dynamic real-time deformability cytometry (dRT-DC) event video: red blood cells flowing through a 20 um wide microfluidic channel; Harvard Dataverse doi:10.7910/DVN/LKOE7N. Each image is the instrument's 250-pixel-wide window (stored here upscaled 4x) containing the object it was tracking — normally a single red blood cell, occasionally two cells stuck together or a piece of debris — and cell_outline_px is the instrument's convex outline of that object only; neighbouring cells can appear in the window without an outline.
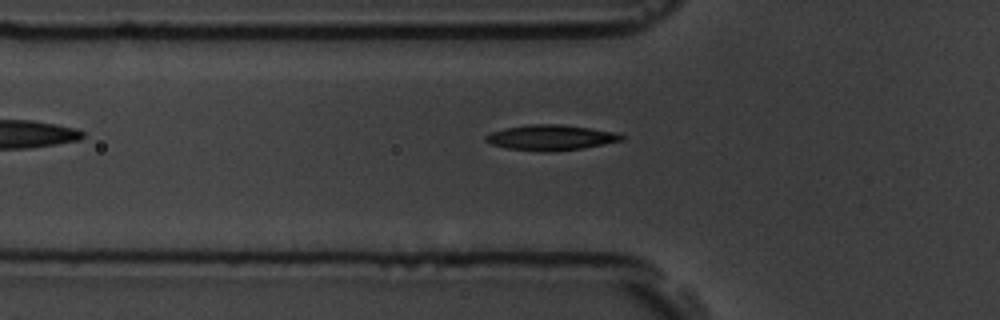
{"species": "common noctule bat (a hibernating species)", "species_latin": "Nyctalus noctula", "temperature_condition": "room temperature", "stored_images_in_passage": 6, "camera_frame_rate_fps": 3000, "um_per_image_px": 0.085, "animal": {"sex": "male", "body_mass_g": 19.5, "forearm_length_mm": 54.6}, "frame": {"image": 1, "passage_image": 5, "time_ms": 5.667, "image_size_px": [1000, 320], "cell_outline_px": [[624, 140], [584, 148], [548, 152], [540, 152], [508, 148], [492, 144], [484, 140], [484, 136], [492, 132], [504, 128], [528, 124], [560, 124], [616, 132], [624, 136]], "centroid_in_image_um": [46.81, 11.69], "position_along_channel_um": 79.0, "area_um2": 20.11}}
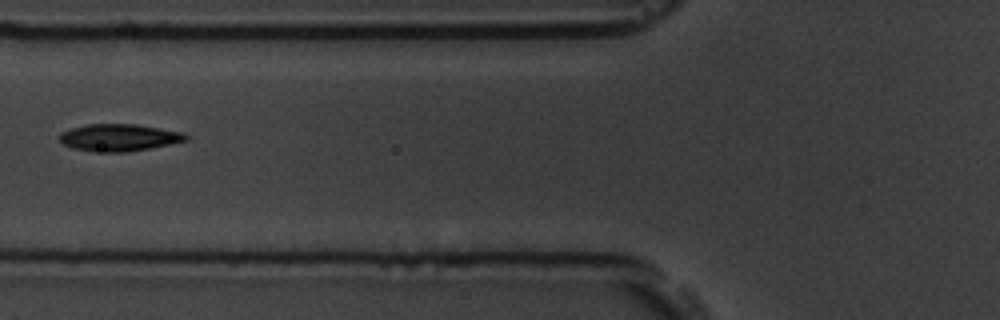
{"frame": {"image": 2, "passage_image": 6, "time_ms": 6.667, "image_size_px": [1000, 320], "cell_outline_px": [[188, 140], [128, 152], [92, 152], [72, 148], [64, 144], [60, 140], [60, 132], [72, 128], [88, 124], [136, 124], [184, 132], [188, 136]], "centroid_in_image_um": [10.11, 11.69], "position_along_channel_um": 115.7, "area_um2": 19.94}}